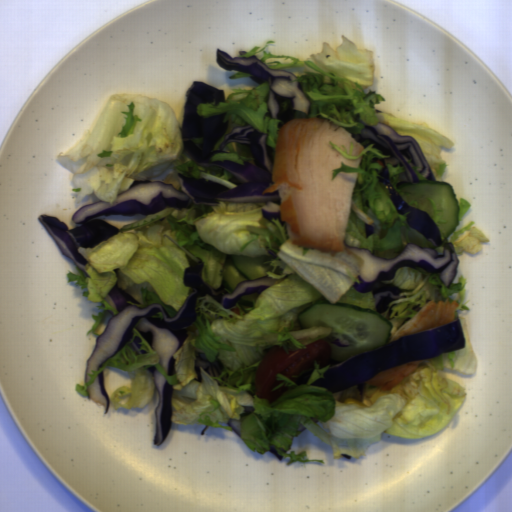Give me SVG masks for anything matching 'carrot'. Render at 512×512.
Here are the masks:
<instances>
[{"instance_id":"carrot-1","label":"carrot","mask_w":512,"mask_h":512,"mask_svg":"<svg viewBox=\"0 0 512 512\" xmlns=\"http://www.w3.org/2000/svg\"><path fill=\"white\" fill-rule=\"evenodd\" d=\"M232 312L236 313L237 315H241L239 307L230 309Z\"/></svg>"}]
</instances>
